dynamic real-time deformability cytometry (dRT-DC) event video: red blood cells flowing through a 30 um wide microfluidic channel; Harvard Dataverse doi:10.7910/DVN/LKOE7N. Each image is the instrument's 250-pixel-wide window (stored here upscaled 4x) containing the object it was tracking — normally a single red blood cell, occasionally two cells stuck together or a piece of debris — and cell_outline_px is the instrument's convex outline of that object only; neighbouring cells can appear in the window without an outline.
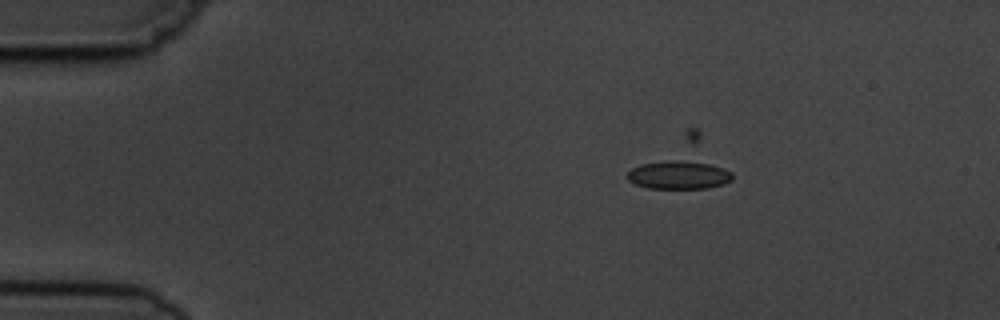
{"species": "common noctule bat (a hibernating species)", "species_latin": "Nyctalus noctula", "temperature_condition": "cold", "stored_images_in_passage": 5, "camera_frame_rate_fps": 3000, "um_per_image_px": 0.085, "animal": {"sex": "male", "body_mass_g": 19.5, "forearm_length_mm": 54.6}, "frame": {"image": 1, "passage_image": 2, "time_ms": 1.333, "image_size_px": [1000, 320], "cell_outline_px": [[732, 180], [724, 184], [708, 188], [648, 188], [636, 184], [628, 180], [624, 176], [632, 168], [640, 164], [692, 160], [724, 168], [732, 172]], "centroid_in_image_um": [57.7, 14.88], "position_along_channel_um": 27.3, "area_um2": 17.17}}